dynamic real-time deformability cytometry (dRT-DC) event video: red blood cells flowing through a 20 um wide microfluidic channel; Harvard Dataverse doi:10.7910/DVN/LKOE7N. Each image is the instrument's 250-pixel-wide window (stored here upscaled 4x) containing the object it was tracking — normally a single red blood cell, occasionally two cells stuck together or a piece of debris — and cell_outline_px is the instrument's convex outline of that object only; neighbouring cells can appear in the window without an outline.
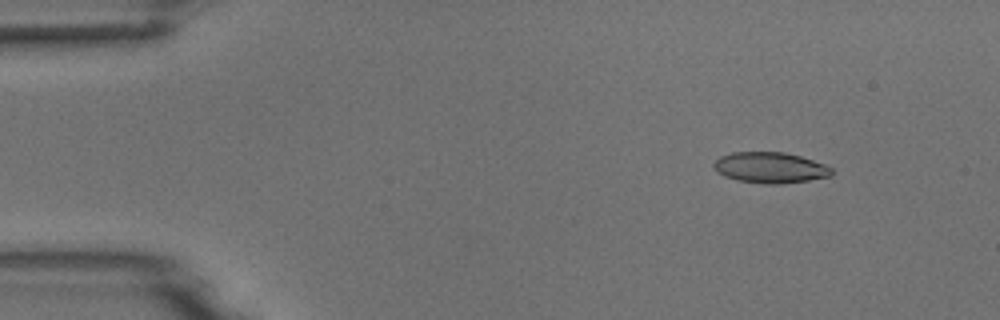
{"species": "common noctule bat (a hibernating species)", "species_latin": "Nyctalus noctula", "temperature_condition": "room temperature", "stored_images_in_passage": 6, "camera_frame_rate_fps": 3000, "um_per_image_px": 0.085, "animal": {"sex": "male", "body_mass_g": 18.8}, "frame": {"image": 1, "passage_image": 2, "time_ms": 1.0, "image_size_px": [1000, 320], "cell_outline_px": [[832, 176], [808, 180], [776, 184], [768, 184], [736, 180], [724, 176], [716, 172], [712, 164], [720, 156], [732, 152], [784, 152], [800, 156], [824, 164], [832, 168]], "centroid_in_image_um": [65.43, 14.24], "position_along_channel_um": 19.6, "area_um2": 21.15}}
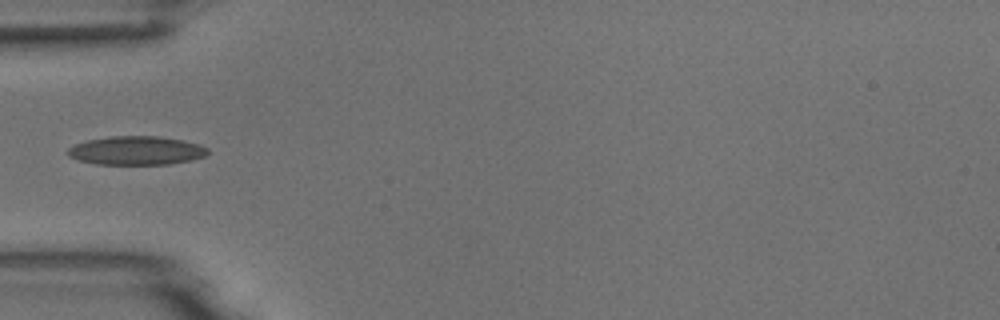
{"frame": {"image": 2, "passage_image": 5, "time_ms": 4.667, "image_size_px": [1000, 320], "cell_outline_px": [[208, 152], [204, 156], [192, 160], [168, 164], [96, 164], [80, 160], [68, 156], [64, 152], [68, 148], [76, 144], [88, 140], [112, 136], [160, 136], [200, 144], [208, 148]], "centroid_in_image_um": [11.58, 12.8], "position_along_channel_um": 73.4, "area_um2": 23.35}}